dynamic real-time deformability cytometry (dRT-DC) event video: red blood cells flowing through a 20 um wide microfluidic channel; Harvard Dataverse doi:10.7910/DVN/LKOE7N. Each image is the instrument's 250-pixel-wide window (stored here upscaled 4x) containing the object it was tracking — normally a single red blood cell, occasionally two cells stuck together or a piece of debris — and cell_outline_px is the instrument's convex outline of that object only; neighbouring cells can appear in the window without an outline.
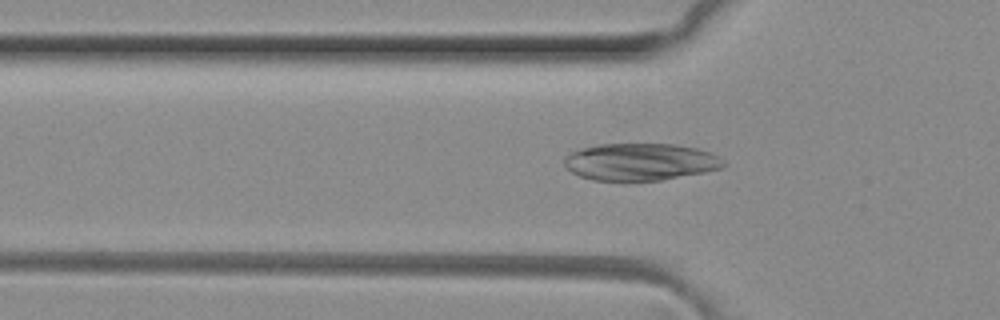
{"species": "common noctule bat (a hibernating species)", "species_latin": "Nyctalus noctula", "temperature_condition": "room temperature", "stored_images_in_passage": 41, "camera_frame_rate_fps": 3000, "um_per_image_px": 0.085, "animal": {"sex": "female", "body_mass_g": 29.2, "forearm_length_mm": 56.3}, "frame": {"image": 1, "passage_image": 12, "time_ms": 3.667, "image_size_px": [1000, 320], "cell_outline_px": [[728, 164], [724, 168], [704, 172], [660, 180], [592, 180], [580, 176], [572, 172], [564, 164], [564, 156], [568, 152], [600, 144], [676, 144], [696, 148], [720, 156]], "centroid_in_image_um": [54.45, 13.75], "position_along_channel_um": 71.3, "area_um2": 34.51}}
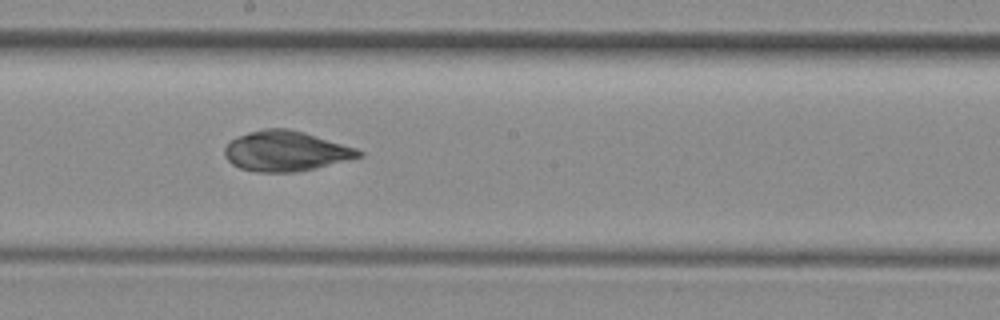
{"frame": {"image": 2, "passage_image": 23, "time_ms": 7.333, "image_size_px": [1000, 320], "cell_outline_px": [[364, 156], [316, 168], [296, 172], [256, 172], [240, 168], [232, 164], [224, 156], [224, 148], [236, 136], [248, 132], [264, 128], [288, 128], [304, 132], [356, 148], [364, 152]], "centroid_in_image_um": [24.29, 12.84], "position_along_channel_um": 223.9, "area_um2": 31.5}}
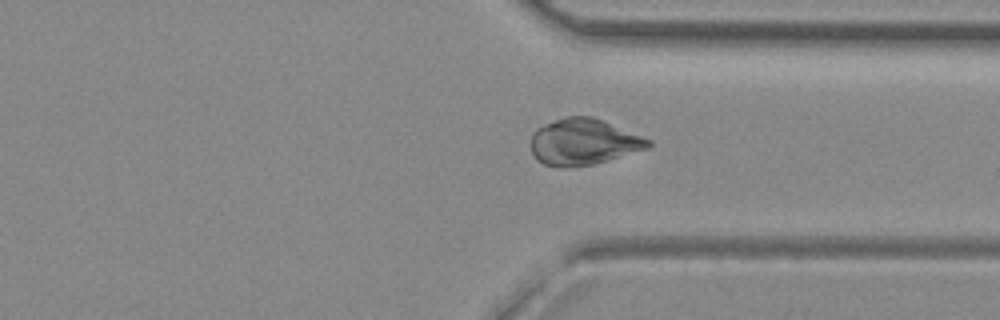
{"frame": {"image": 3, "passage_image": 33, "time_ms": 10.667, "image_size_px": [1000, 320], "cell_outline_px": [[652, 144], [648, 148], [608, 160], [592, 164], [564, 168], [544, 164], [536, 160], [528, 144], [532, 132], [536, 128], [544, 124], [564, 116], [592, 116], [652, 140]], "centroid_in_image_um": [49.53, 12.06], "position_along_channel_um": 361.9, "area_um2": 31.85}}